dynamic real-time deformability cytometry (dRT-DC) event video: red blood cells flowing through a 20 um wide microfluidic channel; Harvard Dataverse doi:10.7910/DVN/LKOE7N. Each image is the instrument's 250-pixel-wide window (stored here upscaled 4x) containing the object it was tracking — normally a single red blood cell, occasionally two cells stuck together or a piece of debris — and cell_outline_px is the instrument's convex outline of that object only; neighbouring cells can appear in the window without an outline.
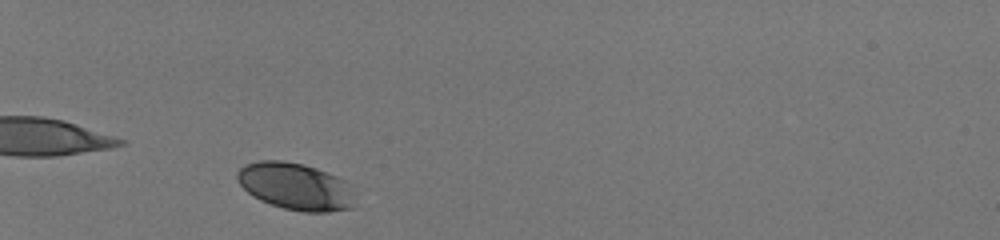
{"species": "human", "species_latin": "Homo sapiens", "temperature_condition": "room temperature", "stored_images_in_passage": 32, "camera_frame_rate_fps": 3000, "um_per_image_px": 0.085, "donor": {"sex": "male"}, "frame": {"image": 1, "passage_image": 2, "time_ms": 0.333, "image_size_px": [1000, 240], "cell_outline_px": [[352, 208], [328, 212], [304, 212], [284, 208], [260, 200], [252, 196], [240, 184], [236, 176], [236, 172], [244, 164], [260, 160], [284, 160], [304, 164], [316, 168], [336, 176], [352, 184]], "centroid_in_image_um": [25.11, 15.83], "position_along_channel_um": 59.9, "area_um2": 32.37}}
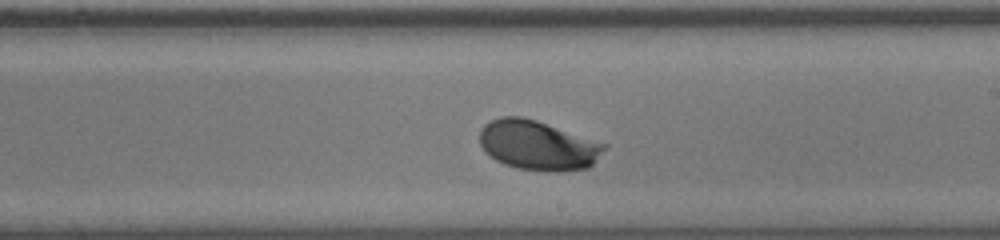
{"frame": {"image": 2, "passage_image": 19, "time_ms": 6.0, "image_size_px": [1000, 240], "cell_outline_px": [[608, 148], [588, 168], [560, 172], [548, 172], [516, 168], [504, 164], [496, 160], [484, 152], [480, 144], [480, 128], [484, 124], [500, 116], [520, 116], [536, 120], [608, 144]], "centroid_in_image_um": [45.73, 12.36], "position_along_channel_um": 243.3, "area_um2": 36.41}}
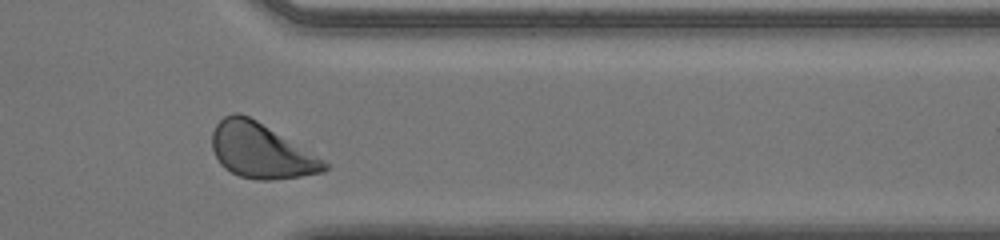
{"frame": {"image": 3, "passage_image": 30, "time_ms": 9.667, "image_size_px": [1000, 240], "cell_outline_px": [[328, 168], [324, 172], [300, 176], [272, 180], [256, 180], [240, 176], [224, 168], [220, 164], [212, 148], [212, 132], [216, 124], [224, 116], [232, 112], [240, 112], [256, 120], [328, 164]], "centroid_in_image_um": [22.11, 12.82], "position_along_channel_um": 389.3, "area_um2": 35.2}, "authors_computed_cell_mechanics": {"area_um2": 34.2754, "velocity_mm_per_s": 3.9644, "shape_relaxation_time_tau1_ms": 1.8527, "shape_relaxation_time_tau2_ms": null, "deformation_change_tau1": 0.1075, "deformation_change_tau2": null}}